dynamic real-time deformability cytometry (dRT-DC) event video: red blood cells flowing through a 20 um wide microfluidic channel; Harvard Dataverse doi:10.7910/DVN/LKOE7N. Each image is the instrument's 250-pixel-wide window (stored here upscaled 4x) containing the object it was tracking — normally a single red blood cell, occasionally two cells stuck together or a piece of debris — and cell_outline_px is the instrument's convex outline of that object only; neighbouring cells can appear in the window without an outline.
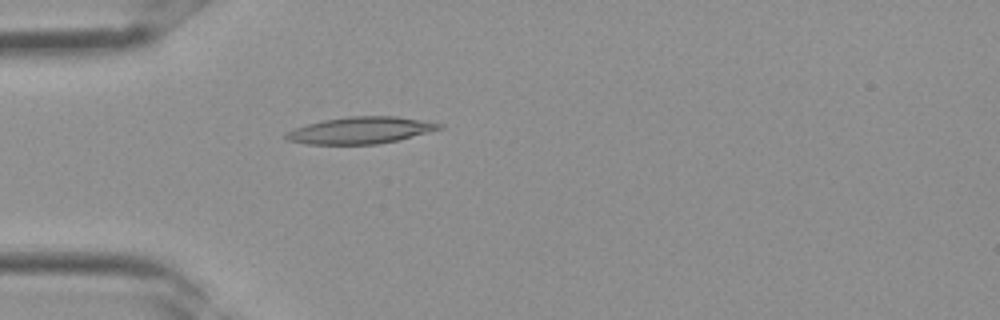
{"species": "Egyptian fruit bat (a non-hibernating species)", "species_latin": "Rousettus aegyptiacus", "temperature_condition": "room temperature", "stored_images_in_passage": 26, "camera_frame_rate_fps": 3000, "um_per_image_px": 0.085, "frame": {"image": 1, "passage_image": 1, "time_ms": 0.0, "image_size_px": [1000, 320], "cell_outline_px": [[444, 128], [400, 140], [376, 144], [308, 144], [288, 140], [284, 136], [288, 132], [296, 128], [308, 124], [324, 120], [348, 116], [396, 116], [444, 124]], "centroid_in_image_um": [30.71, 11.07], "position_along_channel_um": 54.3, "area_um2": 23.76}}
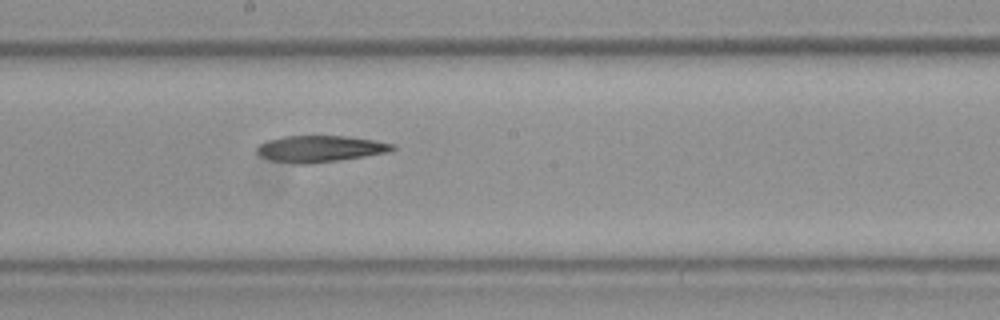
{"frame": {"image": 2, "passage_image": 10, "time_ms": 3.0, "image_size_px": [1000, 320], "cell_outline_px": [[396, 148], [392, 152], [308, 164], [296, 164], [272, 160], [260, 156], [256, 152], [256, 148], [260, 144], [268, 140], [284, 136], [344, 136], [372, 140], [396, 144]], "centroid_in_image_um": [27.21, 12.64], "position_along_channel_um": 221.0, "area_um2": 20.81}}
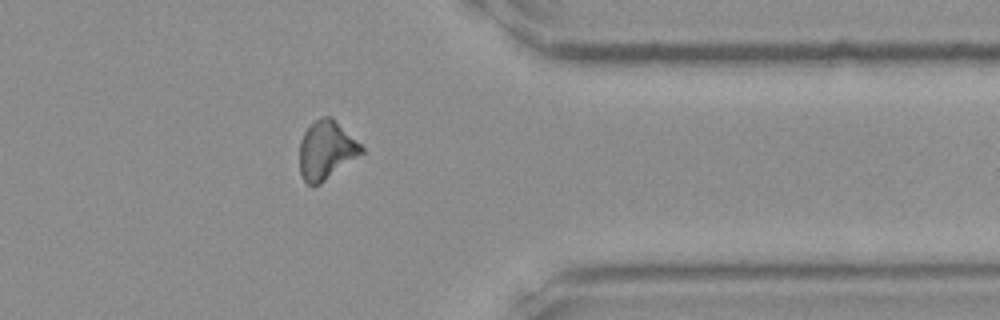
{"frame": {"image": 3, "passage_image": 19, "time_ms": 6.0, "image_size_px": [1000, 320], "cell_outline_px": [[364, 152], [320, 184], [312, 188], [300, 176], [300, 140], [304, 132], [320, 116], [332, 116], [364, 148]], "centroid_in_image_um": [27.72, 12.78], "position_along_channel_um": 383.7, "area_um2": 21.1}}